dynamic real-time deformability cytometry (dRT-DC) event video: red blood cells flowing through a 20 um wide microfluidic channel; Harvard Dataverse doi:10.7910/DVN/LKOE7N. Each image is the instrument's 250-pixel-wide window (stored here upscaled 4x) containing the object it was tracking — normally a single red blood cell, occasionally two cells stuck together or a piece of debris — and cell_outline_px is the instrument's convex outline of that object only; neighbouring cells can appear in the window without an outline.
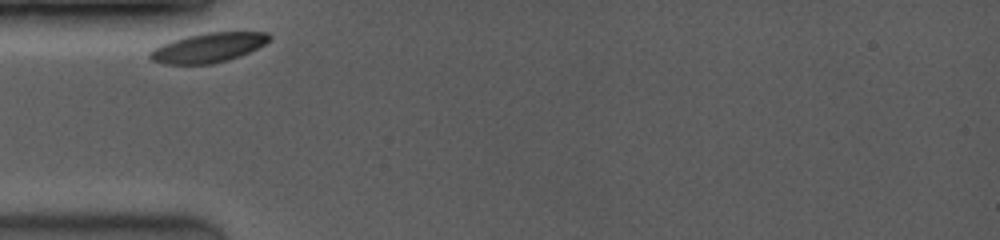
{"species": "common noctule bat (a hibernating species)", "species_latin": "Nyctalus noctula", "temperature_condition": "room temperature", "stored_images_in_passage": 25, "camera_frame_rate_fps": 3500, "um_per_image_px": 0.085, "animal": {"sex": "female", "body_mass_g": 19.0, "forearm_length_mm": 53.3}, "frame": {"image": 1, "passage_image": 1, "time_ms": 0.0, "image_size_px": [1000, 240], "cell_outline_px": [[272, 36], [264, 44], [240, 56], [228, 60], [212, 64], [164, 64], [152, 60], [148, 56], [156, 48], [172, 40], [188, 36], [208, 32], [268, 32]], "centroid_in_image_um": [17.73, 4.05], "position_along_channel_um": 67.3, "area_um2": 20.17}}
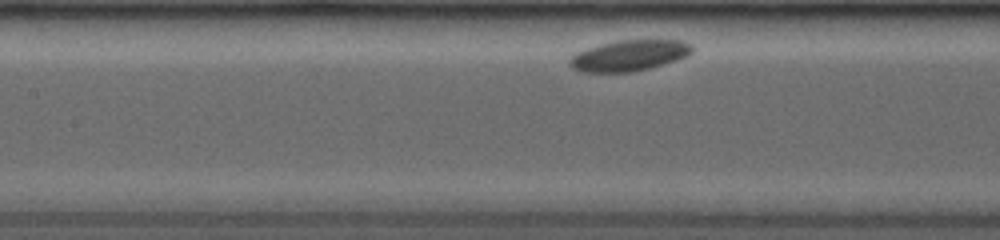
{"frame": {"image": 2, "passage_image": 11, "time_ms": 2.571, "image_size_px": [1000, 240], "cell_outline_px": [[692, 52], [688, 56], [676, 60], [648, 68], [632, 72], [580, 72], [572, 68], [568, 64], [568, 60], [576, 52], [600, 44], [616, 40], [680, 40], [692, 44]], "centroid_in_image_um": [53.45, 4.72], "position_along_channel_um": 153.9, "area_um2": 22.08}}
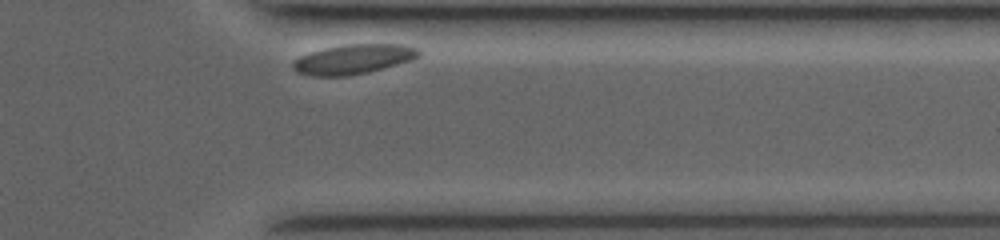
{"frame": {"image": 3, "passage_image": 25, "time_ms": 9.143, "image_size_px": [1000, 240], "cell_outline_px": [[420, 56], [412, 60], [368, 72], [348, 76], [312, 76], [300, 72], [292, 68], [292, 60], [308, 52], [324, 48], [344, 44], [400, 44], [420, 48]], "centroid_in_image_um": [30.03, 5.02], "position_along_channel_um": 381.4, "area_um2": 21.91}}